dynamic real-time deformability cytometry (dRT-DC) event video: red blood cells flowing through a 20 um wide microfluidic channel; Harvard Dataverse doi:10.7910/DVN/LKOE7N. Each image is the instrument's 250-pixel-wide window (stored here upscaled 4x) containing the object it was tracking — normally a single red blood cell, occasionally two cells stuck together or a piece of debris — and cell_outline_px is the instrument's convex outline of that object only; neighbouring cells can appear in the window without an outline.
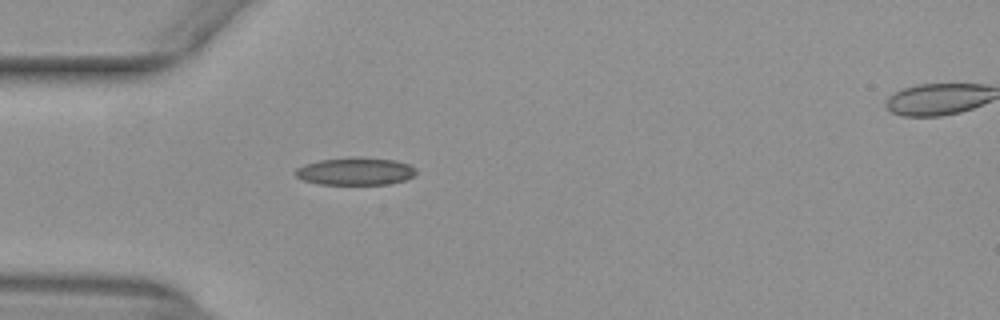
{"species": "common noctule bat (a hibernating species)", "species_latin": "Nyctalus noctula", "temperature_condition": "warm", "stored_images_in_passage": 38, "camera_frame_rate_fps": 3000, "um_per_image_px": 0.085, "animal": {"sex": "female", "body_mass_g": 29.2, "forearm_length_mm": 56.3}, "frame": {"image": 1, "passage_image": 1, "time_ms": 0.0, "image_size_px": [1000, 320], "cell_outline_px": [[416, 172], [412, 176], [404, 180], [388, 184], [320, 184], [304, 180], [296, 176], [296, 168], [304, 164], [320, 160], [352, 156], [360, 156], [396, 160], [408, 164], [416, 168]], "centroid_in_image_um": [30.21, 14.54], "position_along_channel_um": 54.8, "area_um2": 19.48}}
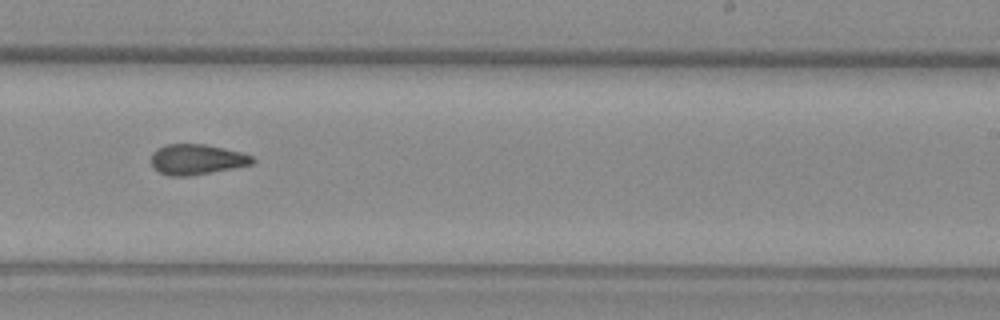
{"frame": {"image": 2, "passage_image": 18, "time_ms": 5.667, "image_size_px": [1000, 320], "cell_outline_px": [[256, 160], [252, 164], [232, 168], [188, 176], [168, 176], [152, 168], [152, 152], [156, 148], [168, 144], [204, 144], [224, 148], [240, 152], [252, 156]], "centroid_in_image_um": [16.69, 13.55], "position_along_channel_um": 272.3, "area_um2": 17.86}}
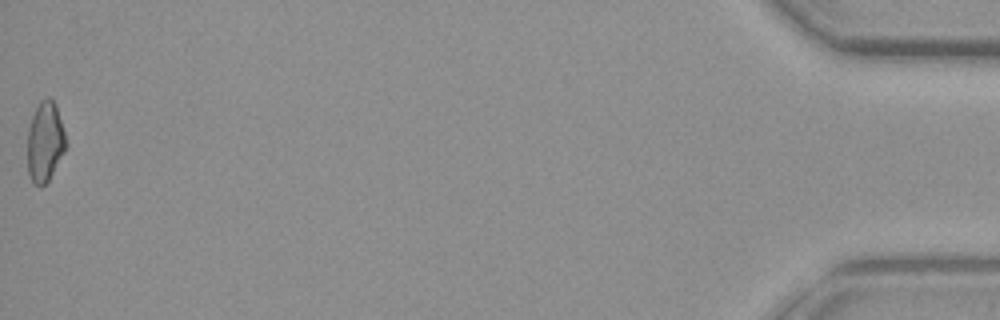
{"frame": {"image": 3, "passage_image": 38, "time_ms": 12.333, "image_size_px": [1000, 320], "cell_outline_px": [[68, 144], [64, 152], [48, 180], [40, 188], [32, 184], [28, 172], [28, 128], [32, 116], [40, 100], [44, 96], [48, 96], [56, 104]], "centroid_in_image_um": [3.83, 12.04], "position_along_channel_um": 431.4, "area_um2": 18.09}, "authors_computed_cell_mechanics": {"area_um2": 18.1781, "velocity_mm_per_s": 3.9592, "shape_relaxation_time_tau1_ms": null, "shape_relaxation_time_tau2_ms": 2.4662, "deformation_change_tau1": null, "deformation_change_tau2": 0.0989}}